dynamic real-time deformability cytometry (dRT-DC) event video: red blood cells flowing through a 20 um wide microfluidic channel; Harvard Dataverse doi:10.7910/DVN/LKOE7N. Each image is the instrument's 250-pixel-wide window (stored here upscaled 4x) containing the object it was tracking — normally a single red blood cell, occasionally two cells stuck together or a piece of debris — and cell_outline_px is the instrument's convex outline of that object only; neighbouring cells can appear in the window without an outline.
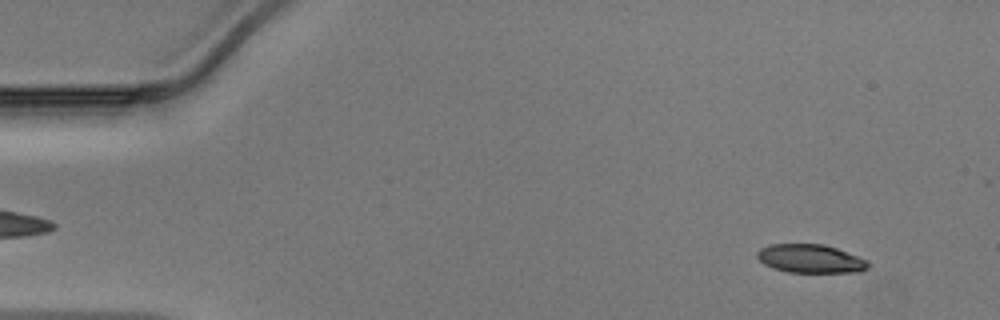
{"species": "Egyptian fruit bat (a non-hibernating species)", "species_latin": "Rousettus aegyptiacus", "temperature_condition": "warm", "stored_images_in_passage": 43, "camera_frame_rate_fps": 3000, "um_per_image_px": 0.085, "animal": {"sex": "male"}, "frame": {"image": 1, "passage_image": 4, "time_ms": 1.0, "image_size_px": [1000, 320], "cell_outline_px": [[872, 264], [868, 268], [860, 272], [788, 272], [772, 268], [764, 264], [756, 256], [756, 252], [760, 248], [768, 244], [824, 244], [836, 248], [868, 260]], "centroid_in_image_um": [68.89, 21.99], "position_along_channel_um": 16.1, "area_um2": 18.61}}
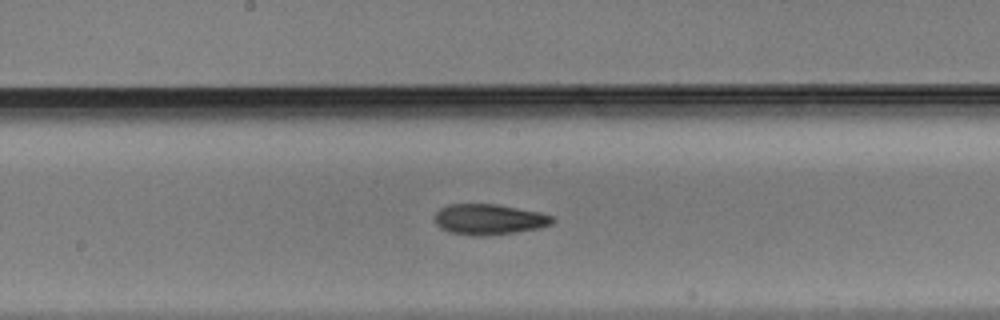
{"frame": {"image": 2, "passage_image": 25, "time_ms": 8.0, "image_size_px": [1000, 320], "cell_outline_px": [[556, 220], [552, 224], [540, 228], [516, 232], [488, 236], [472, 236], [448, 232], [440, 228], [436, 224], [436, 212], [440, 208], [448, 204], [496, 204], [540, 212], [552, 216]], "centroid_in_image_um": [41.58, 18.66], "position_along_channel_um": 206.6, "area_um2": 21.21}}
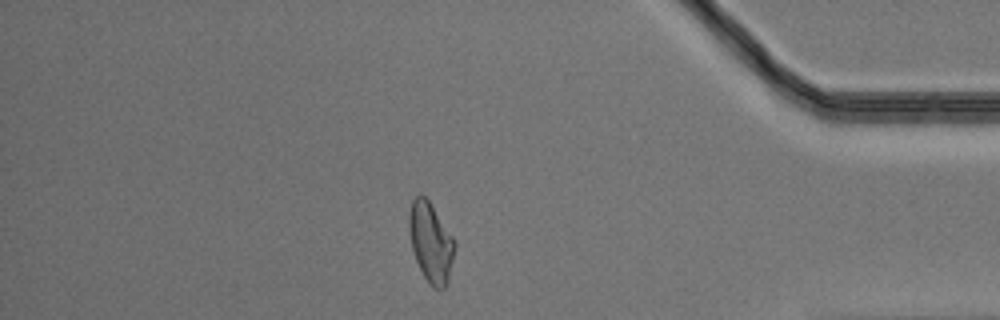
{"frame": {"image": 3, "passage_image": 41, "time_ms": 13.333, "image_size_px": [1000, 320], "cell_outline_px": [[456, 244], [448, 284], [440, 292], [432, 288], [428, 284], [416, 260], [412, 248], [408, 228], [408, 212], [412, 200], [420, 192], [428, 200], [456, 240]], "centroid_in_image_um": [36.63, 20.62], "position_along_channel_um": 398.6, "area_um2": 21.62}}